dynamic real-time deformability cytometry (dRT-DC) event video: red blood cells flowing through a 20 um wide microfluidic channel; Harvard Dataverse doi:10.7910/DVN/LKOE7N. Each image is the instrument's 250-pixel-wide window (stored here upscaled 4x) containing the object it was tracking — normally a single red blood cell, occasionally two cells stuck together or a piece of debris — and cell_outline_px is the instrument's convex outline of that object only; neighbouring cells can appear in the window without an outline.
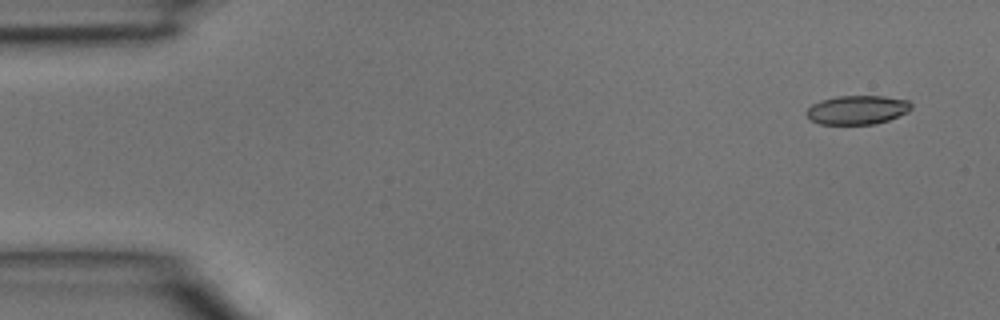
{"species": "common noctule bat (a hibernating species)", "species_latin": "Nyctalus noctula", "temperature_condition": "room temperature", "stored_images_in_passage": 3, "camera_frame_rate_fps": 3000, "um_per_image_px": 0.085, "animal": {"sex": "male", "body_mass_g": 15.6}, "frame": {"image": 1, "passage_image": 1, "time_ms": 0.0, "image_size_px": [1000, 320], "cell_outline_px": [[912, 108], [908, 112], [888, 120], [876, 124], [820, 124], [812, 120], [804, 112], [812, 104], [820, 100], [836, 96], [884, 96], [908, 100], [912, 104]], "centroid_in_image_um": [72.87, 9.33], "position_along_channel_um": 12.1, "area_um2": 17.74}}